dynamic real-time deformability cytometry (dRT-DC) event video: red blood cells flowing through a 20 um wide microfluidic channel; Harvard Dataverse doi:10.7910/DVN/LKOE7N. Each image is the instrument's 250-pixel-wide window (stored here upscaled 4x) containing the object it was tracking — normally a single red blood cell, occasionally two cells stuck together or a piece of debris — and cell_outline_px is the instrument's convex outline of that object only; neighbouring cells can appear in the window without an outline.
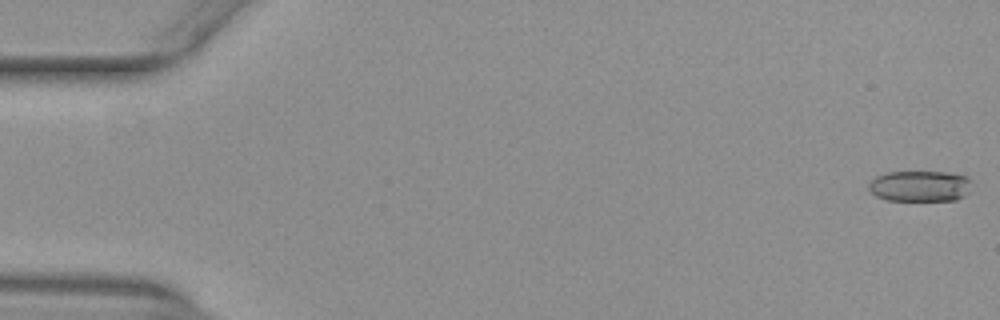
{"species": "common noctule bat (a hibernating species)", "species_latin": "Nyctalus noctula", "temperature_condition": "warm", "stored_images_in_passage": 53, "camera_frame_rate_fps": 3000, "um_per_image_px": 0.085, "animal": {"sex": "female", "body_mass_g": 29.2, "forearm_length_mm": 56.3}, "frame": {"image": 1, "passage_image": 1, "time_ms": 0.0, "image_size_px": [1000, 320], "cell_outline_px": [[972, 180], [968, 192], [964, 196], [956, 200], [888, 200], [876, 196], [868, 188], [868, 184], [876, 176], [888, 172], [944, 172], [964, 176]], "centroid_in_image_um": [78.19, 15.82], "position_along_channel_um": 6.8, "area_um2": 18.44}}
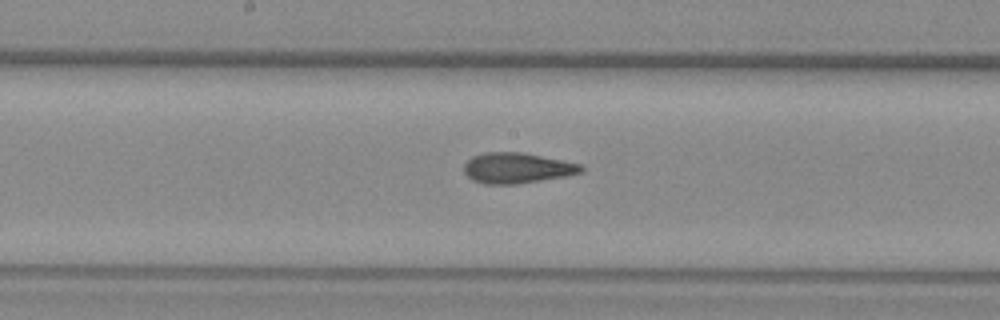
{"frame": {"image": 2, "passage_image": 28, "time_ms": 9.0, "image_size_px": [1000, 320], "cell_outline_px": [[584, 172], [568, 176], [516, 184], [484, 184], [472, 180], [464, 172], [464, 164], [472, 156], [484, 152], [520, 152], [580, 164], [584, 168]], "centroid_in_image_um": [43.93, 14.29], "position_along_channel_um": 204.3, "area_um2": 20.81}}
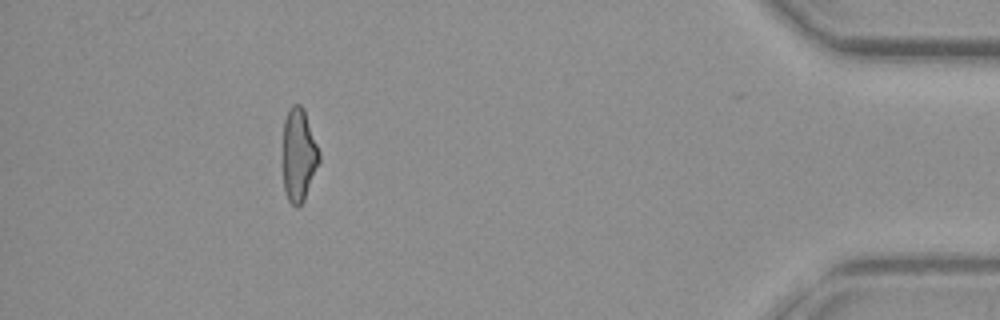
{"frame": {"image": 3, "passage_image": 48, "time_ms": 15.667, "image_size_px": [1000, 320], "cell_outline_px": [[320, 160], [304, 200], [300, 208], [296, 208], [288, 200], [284, 188], [280, 164], [284, 120], [288, 108], [292, 104], [300, 104], [304, 108], [320, 152]], "centroid_in_image_um": [25.34, 13.17], "position_along_channel_um": 409.9, "area_um2": 20.63}, "authors_computed_cell_mechanics": {"area_um2": 20.4612, "velocity_mm_per_s": 3.9776, "shape_relaxation_time_tau1_ms": null, "shape_relaxation_time_tau2_ms": 1.8365, "deformation_change_tau1": null, "deformation_change_tau2": 0.0931}}